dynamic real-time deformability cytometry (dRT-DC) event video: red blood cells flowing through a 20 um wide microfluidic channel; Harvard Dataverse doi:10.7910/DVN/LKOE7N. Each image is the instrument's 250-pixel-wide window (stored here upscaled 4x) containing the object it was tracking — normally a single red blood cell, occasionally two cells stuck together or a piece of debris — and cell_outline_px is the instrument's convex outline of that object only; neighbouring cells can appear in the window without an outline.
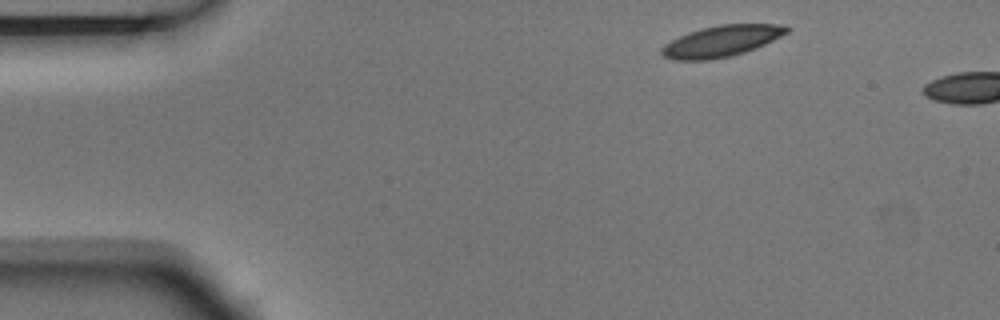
{"species": "Egyptian fruit bat (a non-hibernating species)", "species_latin": "Rousettus aegyptiacus", "temperature_condition": "room temperature", "stored_images_in_passage": 2, "camera_frame_rate_fps": 3000, "um_per_image_px": 0.085, "animal": {"sex": "male"}, "frame": {"image": 1, "passage_image": 1, "time_ms": 0.0, "image_size_px": [1000, 320], "cell_outline_px": [[792, 28], [788, 32], [764, 44], [744, 52], [732, 56], [708, 60], [672, 60], [664, 56], [660, 52], [660, 48], [664, 44], [688, 32], [700, 28], [720, 24], [780, 24]], "centroid_in_image_um": [61.3, 3.49], "position_along_channel_um": 23.7, "area_um2": 22.72}}